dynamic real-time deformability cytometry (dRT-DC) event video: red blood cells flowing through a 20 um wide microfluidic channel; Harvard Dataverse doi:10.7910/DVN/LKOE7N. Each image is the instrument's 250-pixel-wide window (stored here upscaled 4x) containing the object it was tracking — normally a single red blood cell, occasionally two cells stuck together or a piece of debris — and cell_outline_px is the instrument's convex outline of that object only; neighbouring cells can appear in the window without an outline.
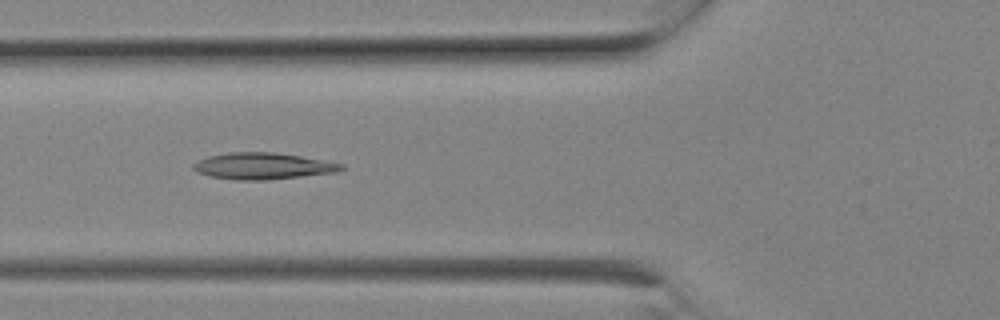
{"species": "Egyptian fruit bat (a non-hibernating species)", "species_latin": "Rousettus aegyptiacus", "temperature_condition": "room temperature", "stored_images_in_passage": 7, "camera_frame_rate_fps": 3000, "um_per_image_px": 0.085, "animal": {"sex": "female"}, "frame": {"image": 1, "passage_image": 6, "time_ms": 1.667, "image_size_px": [1000, 320], "cell_outline_px": [[344, 168], [336, 172], [264, 180], [232, 180], [208, 176], [196, 172], [192, 168], [192, 164], [208, 156], [232, 152], [272, 152], [300, 156], [344, 164]], "centroid_in_image_um": [22.28, 14.12], "position_along_channel_um": 103.5, "area_um2": 22.72}}
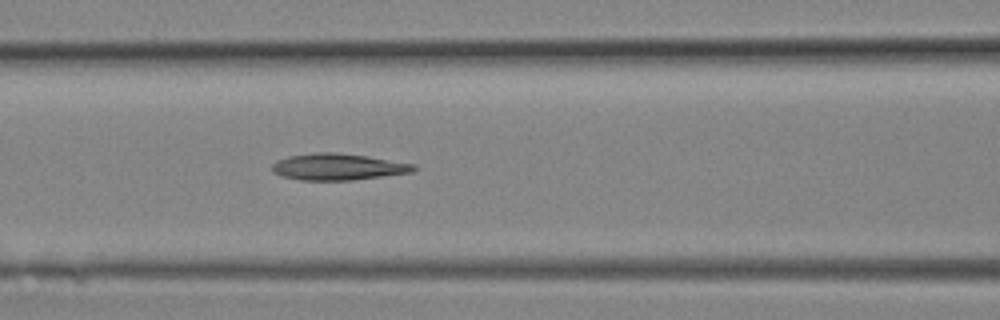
{"frame": {"image": 2, "passage_image": 7, "time_ms": 2.0, "image_size_px": [1000, 320], "cell_outline_px": [[416, 172], [352, 180], [300, 180], [280, 176], [272, 172], [272, 164], [276, 160], [288, 156], [316, 152], [336, 152], [368, 156], [416, 164]], "centroid_in_image_um": [28.73, 14.18], "position_along_channel_um": 137.9, "area_um2": 22.2}}